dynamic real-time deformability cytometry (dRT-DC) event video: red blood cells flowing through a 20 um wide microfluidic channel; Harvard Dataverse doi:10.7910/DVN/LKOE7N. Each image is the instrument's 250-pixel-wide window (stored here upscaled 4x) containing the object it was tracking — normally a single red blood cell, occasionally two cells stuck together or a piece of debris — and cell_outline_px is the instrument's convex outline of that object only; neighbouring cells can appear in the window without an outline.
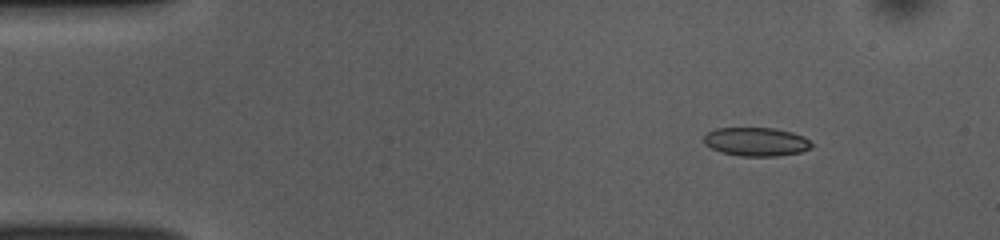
{"species": "common noctule bat (a hibernating species)", "species_latin": "Nyctalus noctula", "temperature_condition": "room temperature", "stored_images_in_passage": 9, "camera_frame_rate_fps": 3000, "um_per_image_px": 0.085, "animal": {"sex": "female", "body_mass_g": 10.0, "forearm_length_mm": 53.1}, "frame": {"image": 1, "passage_image": 1, "time_ms": 0.0, "image_size_px": [1000, 240], "cell_outline_px": [[812, 148], [800, 152], [776, 156], [740, 156], [720, 152], [704, 144], [704, 136], [708, 132], [716, 128], [776, 128], [792, 132], [804, 136], [812, 144]], "centroid_in_image_um": [64.28, 12.04], "position_along_channel_um": 20.7, "area_um2": 18.03}}